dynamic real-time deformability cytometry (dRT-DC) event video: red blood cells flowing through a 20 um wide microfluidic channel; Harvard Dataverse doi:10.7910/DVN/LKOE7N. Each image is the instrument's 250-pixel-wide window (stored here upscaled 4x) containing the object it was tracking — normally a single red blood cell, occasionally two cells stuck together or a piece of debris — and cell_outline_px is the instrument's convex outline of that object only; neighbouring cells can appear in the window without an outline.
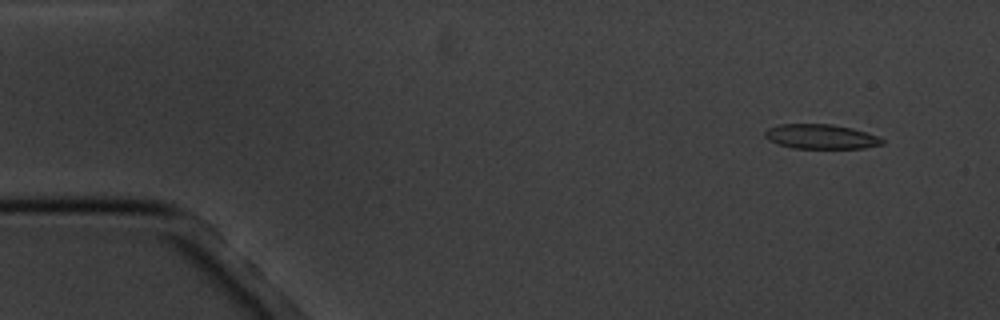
{"species": "common noctule bat (a hibernating species)", "species_latin": "Nyctalus noctula", "temperature_condition": "cold", "stored_images_in_passage": 6, "camera_frame_rate_fps": 3000, "um_per_image_px": 0.085, "animal": {"sex": "male", "body_mass_g": 20.1, "forearm_length_mm": 53.5}, "frame": {"image": 1, "passage_image": 1, "time_ms": 0.0, "image_size_px": [1000, 320], "cell_outline_px": [[884, 144], [864, 148], [792, 148], [768, 140], [764, 136], [764, 132], [768, 128], [776, 124], [832, 124], [852, 128], [876, 136], [884, 140]], "centroid_in_image_um": [69.74, 11.61], "position_along_channel_um": 15.3, "area_um2": 16.76}}
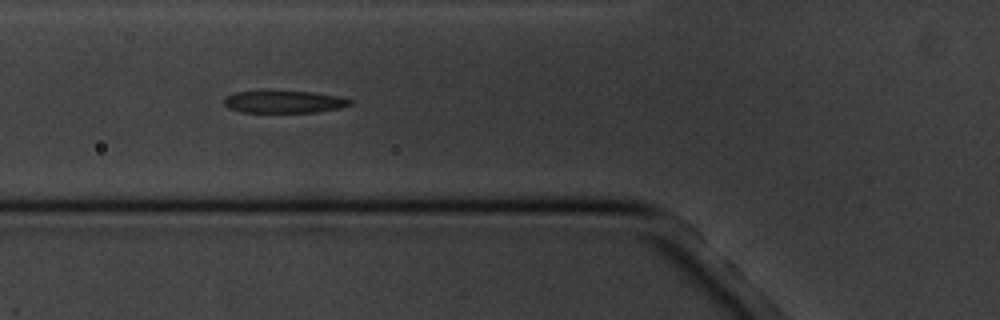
{"frame": {"image": 2, "passage_image": 5, "time_ms": 5.333, "image_size_px": [1000, 320], "cell_outline_px": [[352, 104], [340, 108], [316, 112], [240, 112], [228, 108], [224, 104], [224, 100], [228, 96], [236, 92], [312, 92], [340, 96], [352, 100]], "centroid_in_image_um": [24.19, 8.67], "position_along_channel_um": 101.6, "area_um2": 16.07}}
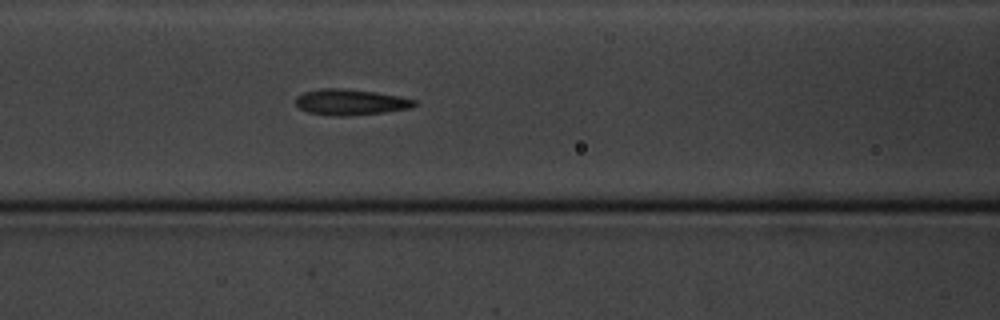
{"frame": {"image": 3, "passage_image": 6, "time_ms": 6.333, "image_size_px": [1000, 320], "cell_outline_px": [[416, 104], [408, 108], [384, 112], [344, 116], [336, 116], [308, 112], [300, 108], [296, 104], [296, 96], [304, 92], [324, 88], [340, 88], [376, 92], [400, 96], [416, 100]], "centroid_in_image_um": [29.78, 8.67], "position_along_channel_um": 136.8, "area_um2": 17.69}}